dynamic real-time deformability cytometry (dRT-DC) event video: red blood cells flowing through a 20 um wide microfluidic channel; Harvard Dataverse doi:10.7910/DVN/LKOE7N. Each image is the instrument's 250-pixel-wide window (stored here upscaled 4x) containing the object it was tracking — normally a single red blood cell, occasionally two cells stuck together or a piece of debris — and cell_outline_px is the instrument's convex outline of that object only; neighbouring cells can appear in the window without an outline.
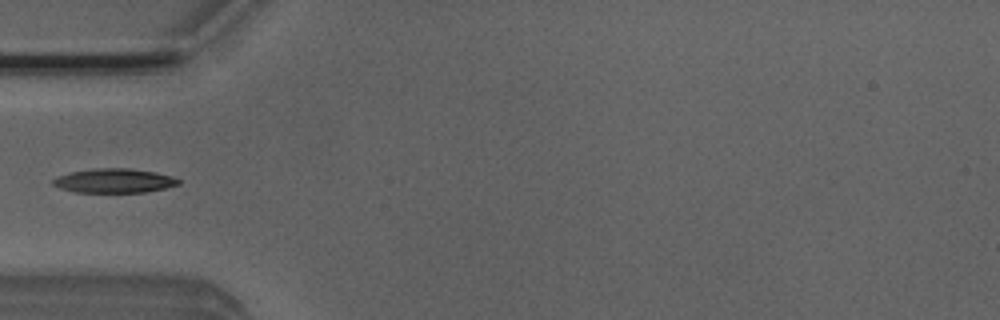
{"species": "Egyptian fruit bat (a non-hibernating species)", "species_latin": "Rousettus aegyptiacus", "temperature_condition": "room temperature", "stored_images_in_passage": 4, "camera_frame_rate_fps": 3000, "um_per_image_px": 0.085, "animal": {"sex": "male"}, "frame": {"image": 1, "passage_image": 4, "time_ms": 1.0, "image_size_px": [1000, 320], "cell_outline_px": [[180, 184], [164, 188], [144, 192], [76, 192], [60, 188], [52, 184], [52, 180], [56, 176], [68, 172], [92, 168], [132, 168], [156, 172], [172, 176], [180, 180]], "centroid_in_image_um": [9.68, 15.34], "position_along_channel_um": 75.3, "area_um2": 17.86}}